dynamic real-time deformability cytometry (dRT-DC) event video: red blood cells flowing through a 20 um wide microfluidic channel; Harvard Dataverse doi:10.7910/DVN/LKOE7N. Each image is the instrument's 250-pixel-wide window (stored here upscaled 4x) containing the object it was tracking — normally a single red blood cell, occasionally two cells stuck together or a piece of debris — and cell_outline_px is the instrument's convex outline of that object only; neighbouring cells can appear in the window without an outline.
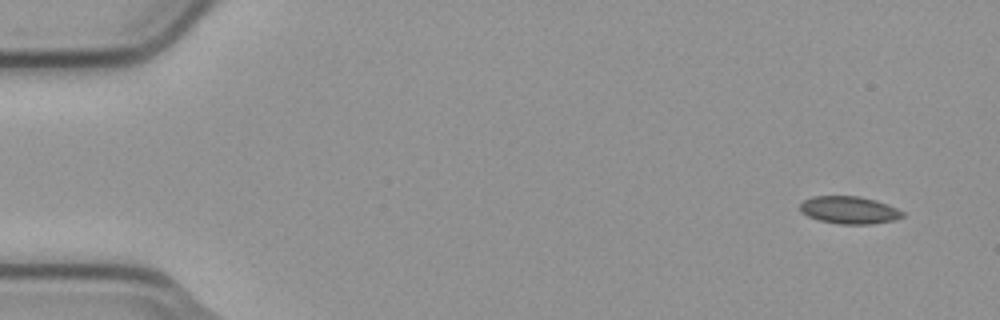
{"species": "common noctule bat (a hibernating species)", "species_latin": "Nyctalus noctula", "temperature_condition": "cold", "stored_images_in_passage": 7, "camera_frame_rate_fps": 3000, "um_per_image_px": 0.085, "animal": {"sex": "male", "body_mass_g": 23.1, "forearm_length_mm": 52.7}, "frame": {"image": 1, "passage_image": 1, "time_ms": 0.0, "image_size_px": [1000, 320], "cell_outline_px": [[904, 216], [896, 220], [872, 224], [840, 224], [820, 220], [808, 216], [800, 212], [800, 204], [804, 200], [812, 196], [860, 196], [876, 200], [896, 208], [904, 212]], "centroid_in_image_um": [72.19, 17.85], "position_along_channel_um": 12.8, "area_um2": 16.47}}
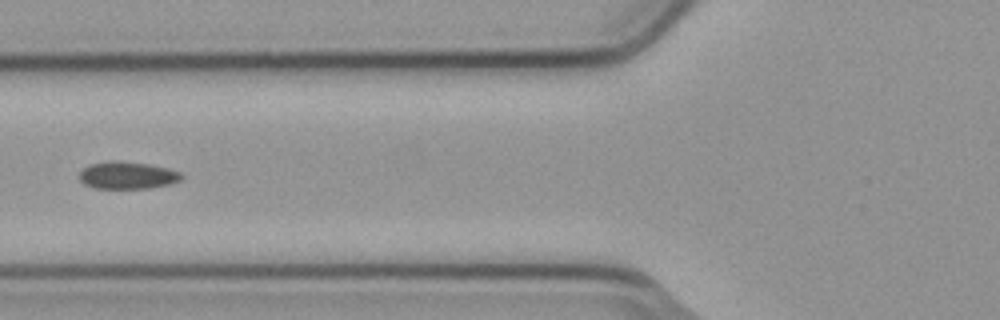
{"frame": {"image": 2, "passage_image": 6, "time_ms": 1.667, "image_size_px": [1000, 320], "cell_outline_px": [[184, 176], [180, 180], [172, 184], [148, 188], [96, 188], [84, 184], [80, 180], [80, 172], [84, 168], [92, 164], [108, 160], [148, 164], [168, 168], [180, 172]], "centroid_in_image_um": [10.86, 14.9], "position_along_channel_um": 114.9, "area_um2": 16.13}}
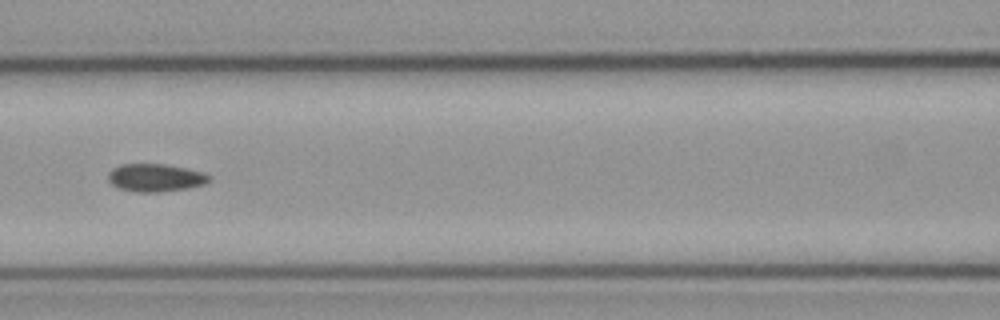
{"frame": {"image": 3, "passage_image": 7, "time_ms": 2.0, "image_size_px": [1000, 320], "cell_outline_px": [[212, 176], [204, 184], [184, 188], [156, 192], [140, 192], [120, 188], [112, 184], [108, 180], [108, 172], [112, 168], [120, 164], [164, 164], [204, 172]], "centroid_in_image_um": [13.18, 15.09], "position_along_channel_um": 153.4, "area_um2": 16.13}}